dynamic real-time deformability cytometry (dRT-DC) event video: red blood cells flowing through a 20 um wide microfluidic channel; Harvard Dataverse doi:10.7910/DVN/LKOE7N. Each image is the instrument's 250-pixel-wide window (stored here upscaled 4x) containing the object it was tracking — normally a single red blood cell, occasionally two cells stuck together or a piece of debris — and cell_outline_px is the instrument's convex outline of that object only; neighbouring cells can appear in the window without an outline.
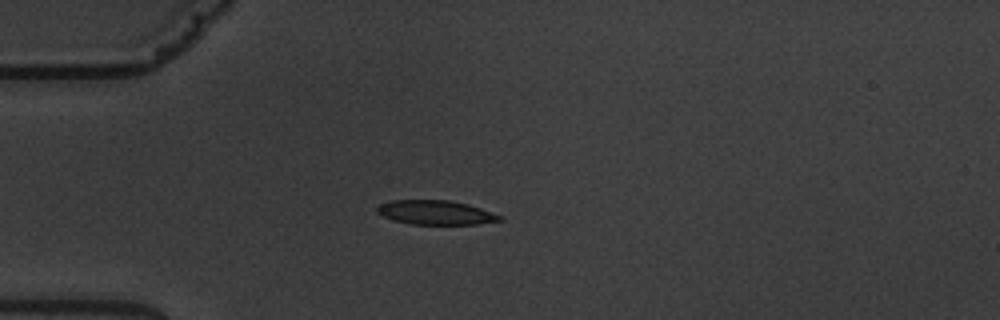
{"species": "common noctule bat (a hibernating species)", "species_latin": "Nyctalus noctula", "temperature_condition": "warm", "stored_images_in_passage": 3, "camera_frame_rate_fps": 3000, "um_per_image_px": 0.085, "animal": {"sex": "male", "body_mass_g": 19.5, "forearm_length_mm": 54.6}, "frame": {"image": 1, "passage_image": 1, "time_ms": 0.0, "image_size_px": [1000, 320], "cell_outline_px": [[504, 220], [476, 224], [408, 224], [392, 220], [376, 212], [376, 208], [380, 204], [392, 200], [448, 200], [468, 204], [480, 208], [500, 216]], "centroid_in_image_um": [36.99, 18.06], "position_along_channel_um": 48.0, "area_um2": 17.22}}
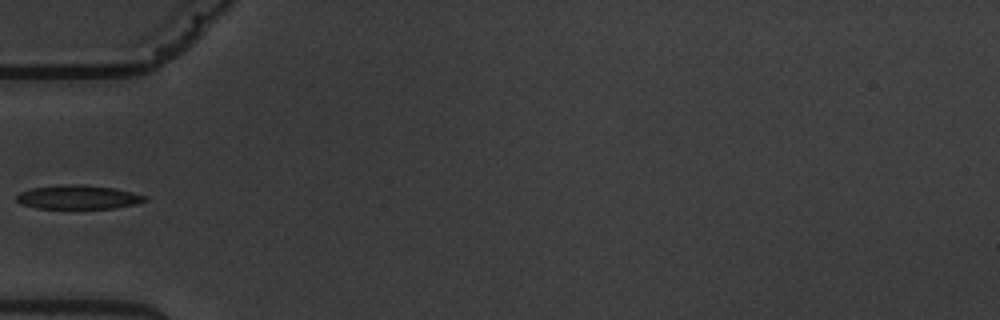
{"frame": {"image": 2, "passage_image": 2, "time_ms": 1.333, "image_size_px": [1000, 320], "cell_outline_px": [[148, 200], [140, 204], [112, 208], [36, 208], [20, 204], [16, 200], [16, 196], [20, 192], [32, 188], [64, 184], [84, 184], [112, 188], [132, 192], [148, 196]], "centroid_in_image_um": [6.68, 16.76], "position_along_channel_um": 78.3, "area_um2": 18.03}}
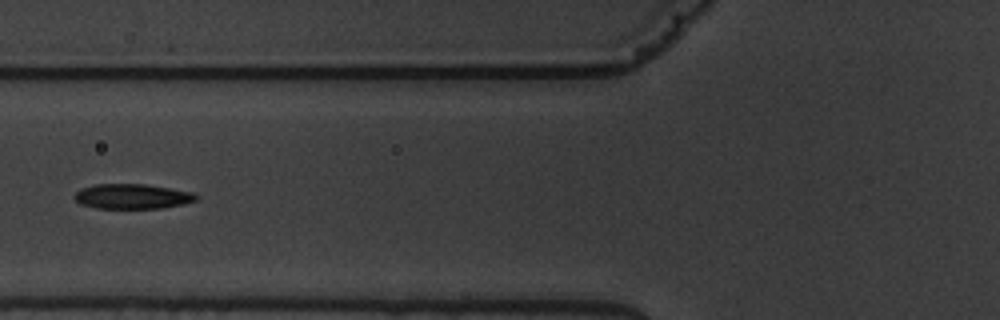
{"frame": {"image": 3, "passage_image": 3, "time_ms": 2.333, "image_size_px": [1000, 320], "cell_outline_px": [[200, 196], [196, 200], [184, 204], [160, 208], [96, 208], [80, 204], [72, 196], [80, 188], [96, 184], [144, 184], [192, 192]], "centroid_in_image_um": [11.22, 16.69], "position_along_channel_um": 114.6, "area_um2": 17.69}}